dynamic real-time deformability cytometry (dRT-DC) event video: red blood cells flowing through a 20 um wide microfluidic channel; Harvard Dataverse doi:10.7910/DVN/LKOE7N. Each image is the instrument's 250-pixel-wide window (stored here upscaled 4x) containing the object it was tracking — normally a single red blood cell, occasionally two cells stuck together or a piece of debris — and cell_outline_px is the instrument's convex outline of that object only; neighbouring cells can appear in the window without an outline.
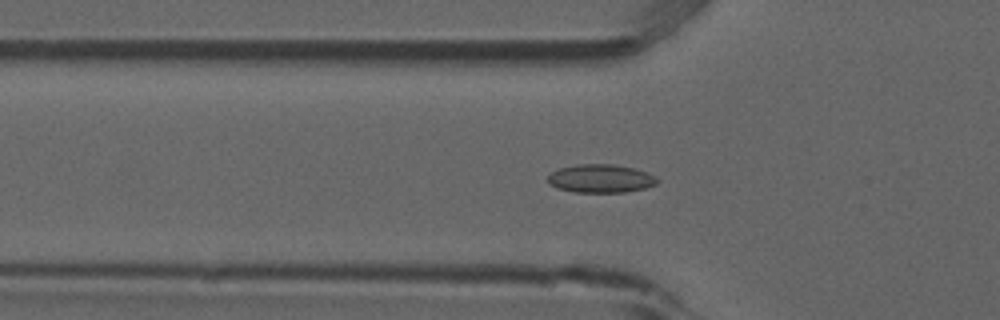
{"species": "common noctule bat (a hibernating species)", "species_latin": "Nyctalus noctula", "temperature_condition": "room temperature", "stored_images_in_passage": 54, "camera_frame_rate_fps": 3000, "um_per_image_px": 0.085, "animal": {"sex": "male", "forearm_length_mm": 52.5}, "frame": {"image": 1, "passage_image": 18, "time_ms": 5.667, "image_size_px": [1000, 320], "cell_outline_px": [[660, 180], [656, 184], [644, 188], [624, 192], [576, 192], [556, 188], [548, 184], [548, 176], [552, 172], [560, 168], [576, 164], [612, 164], [632, 168], [648, 172], [656, 176]], "centroid_in_image_um": [51.06, 15.17], "position_along_channel_um": 74.7, "area_um2": 18.09}}
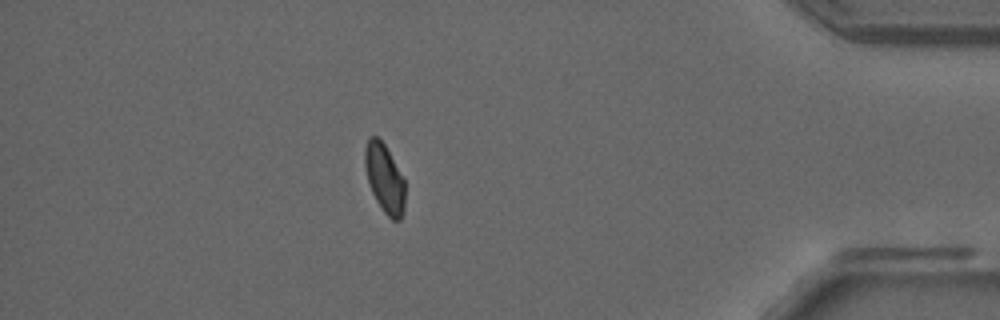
{"frame": {"image": 2, "passage_image": 47, "time_ms": 15.333, "image_size_px": [1000, 320], "cell_outline_px": [[404, 208], [400, 220], [392, 220], [384, 212], [376, 200], [372, 192], [368, 180], [364, 164], [364, 148], [368, 136], [376, 136], [384, 144], [404, 180]], "centroid_in_image_um": [32.66, 15.15], "position_along_channel_um": 402.5, "area_um2": 15.84}}
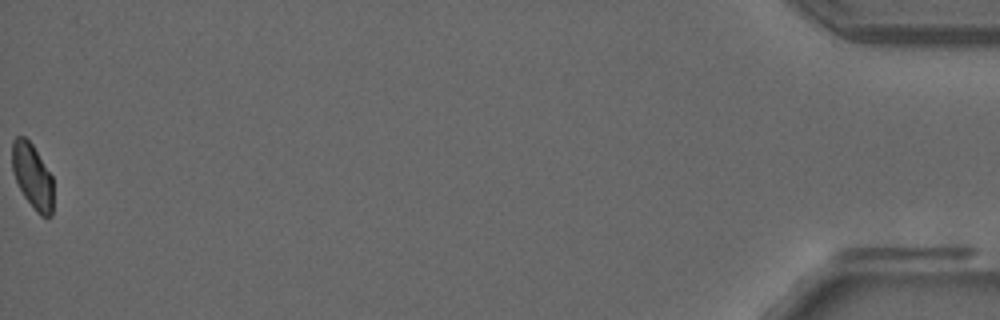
{"frame": {"image": 3, "passage_image": 54, "time_ms": 17.667, "image_size_px": [1000, 320], "cell_outline_px": [[52, 216], [40, 216], [36, 212], [24, 196], [12, 172], [12, 140], [16, 136], [24, 136], [32, 144], [52, 176]], "centroid_in_image_um": [2.74, 14.96], "position_along_channel_um": 432.5, "area_um2": 15.49}, "authors_computed_cell_mechanics": {"area_um2": 16.9354, "velocity_mm_per_s": 3.838, "shape_relaxation_time_tau1_ms": null, "shape_relaxation_time_tau2_ms": 1.7573, "deformation_change_tau1": null, "deformation_change_tau2": 0.051}}